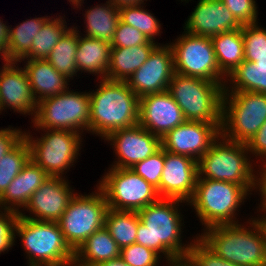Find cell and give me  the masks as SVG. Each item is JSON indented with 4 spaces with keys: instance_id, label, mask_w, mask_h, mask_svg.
Segmentation results:
<instances>
[{
    "instance_id": "83f0119b",
    "label": "cell",
    "mask_w": 266,
    "mask_h": 266,
    "mask_svg": "<svg viewBox=\"0 0 266 266\" xmlns=\"http://www.w3.org/2000/svg\"><path fill=\"white\" fill-rule=\"evenodd\" d=\"M220 71L228 77L244 60L242 28L211 37Z\"/></svg>"
},
{
    "instance_id": "2e32d148",
    "label": "cell",
    "mask_w": 266,
    "mask_h": 266,
    "mask_svg": "<svg viewBox=\"0 0 266 266\" xmlns=\"http://www.w3.org/2000/svg\"><path fill=\"white\" fill-rule=\"evenodd\" d=\"M175 73L171 46L161 44L152 51L146 62L128 79L130 89L139 97L164 92Z\"/></svg>"
},
{
    "instance_id": "e0dca14e",
    "label": "cell",
    "mask_w": 266,
    "mask_h": 266,
    "mask_svg": "<svg viewBox=\"0 0 266 266\" xmlns=\"http://www.w3.org/2000/svg\"><path fill=\"white\" fill-rule=\"evenodd\" d=\"M74 192L65 176H49L24 207L31 215H26L22 211L19 215L37 221L57 222L75 195Z\"/></svg>"
},
{
    "instance_id": "9a60e30c",
    "label": "cell",
    "mask_w": 266,
    "mask_h": 266,
    "mask_svg": "<svg viewBox=\"0 0 266 266\" xmlns=\"http://www.w3.org/2000/svg\"><path fill=\"white\" fill-rule=\"evenodd\" d=\"M105 140L112 145L116 155L117 160L111 165L114 168H131L162 147L161 138L139 124L114 131Z\"/></svg>"
},
{
    "instance_id": "8d00e7d4",
    "label": "cell",
    "mask_w": 266,
    "mask_h": 266,
    "mask_svg": "<svg viewBox=\"0 0 266 266\" xmlns=\"http://www.w3.org/2000/svg\"><path fill=\"white\" fill-rule=\"evenodd\" d=\"M165 161V150L161 147L148 158L136 163L130 169L157 189L160 197V179Z\"/></svg>"
},
{
    "instance_id": "9c48e42d",
    "label": "cell",
    "mask_w": 266,
    "mask_h": 266,
    "mask_svg": "<svg viewBox=\"0 0 266 266\" xmlns=\"http://www.w3.org/2000/svg\"><path fill=\"white\" fill-rule=\"evenodd\" d=\"M38 130L46 133L37 139L30 135L29 130L24 131V138L30 147V158L48 176L64 178V172L70 170L80 156L83 134L59 129Z\"/></svg>"
},
{
    "instance_id": "d6a6232c",
    "label": "cell",
    "mask_w": 266,
    "mask_h": 266,
    "mask_svg": "<svg viewBox=\"0 0 266 266\" xmlns=\"http://www.w3.org/2000/svg\"><path fill=\"white\" fill-rule=\"evenodd\" d=\"M104 226L122 249L136 243L138 213L136 211H117L108 208Z\"/></svg>"
},
{
    "instance_id": "277c9868",
    "label": "cell",
    "mask_w": 266,
    "mask_h": 266,
    "mask_svg": "<svg viewBox=\"0 0 266 266\" xmlns=\"http://www.w3.org/2000/svg\"><path fill=\"white\" fill-rule=\"evenodd\" d=\"M254 191L250 185L197 178L194 194L187 202L195 209L203 229L227 224H238V208ZM237 220V221H236Z\"/></svg>"
},
{
    "instance_id": "f35d334b",
    "label": "cell",
    "mask_w": 266,
    "mask_h": 266,
    "mask_svg": "<svg viewBox=\"0 0 266 266\" xmlns=\"http://www.w3.org/2000/svg\"><path fill=\"white\" fill-rule=\"evenodd\" d=\"M161 257L154 250L137 243L120 249V258L130 266H158Z\"/></svg>"
},
{
    "instance_id": "ab89813d",
    "label": "cell",
    "mask_w": 266,
    "mask_h": 266,
    "mask_svg": "<svg viewBox=\"0 0 266 266\" xmlns=\"http://www.w3.org/2000/svg\"><path fill=\"white\" fill-rule=\"evenodd\" d=\"M19 216L18 212L0 209V254L15 245V229Z\"/></svg>"
},
{
    "instance_id": "c3c4849f",
    "label": "cell",
    "mask_w": 266,
    "mask_h": 266,
    "mask_svg": "<svg viewBox=\"0 0 266 266\" xmlns=\"http://www.w3.org/2000/svg\"><path fill=\"white\" fill-rule=\"evenodd\" d=\"M98 266H130V265H128L120 257H118L116 259H111L109 261L102 262Z\"/></svg>"
},
{
    "instance_id": "5b68a950",
    "label": "cell",
    "mask_w": 266,
    "mask_h": 266,
    "mask_svg": "<svg viewBox=\"0 0 266 266\" xmlns=\"http://www.w3.org/2000/svg\"><path fill=\"white\" fill-rule=\"evenodd\" d=\"M15 236L21 238L29 266H73L75 251L66 242L57 222L19 216Z\"/></svg>"
},
{
    "instance_id": "7bdbcfd3",
    "label": "cell",
    "mask_w": 266,
    "mask_h": 266,
    "mask_svg": "<svg viewBox=\"0 0 266 266\" xmlns=\"http://www.w3.org/2000/svg\"><path fill=\"white\" fill-rule=\"evenodd\" d=\"M246 145L250 155L261 158L264 161L261 165H266V121Z\"/></svg>"
},
{
    "instance_id": "7402d4cb",
    "label": "cell",
    "mask_w": 266,
    "mask_h": 266,
    "mask_svg": "<svg viewBox=\"0 0 266 266\" xmlns=\"http://www.w3.org/2000/svg\"><path fill=\"white\" fill-rule=\"evenodd\" d=\"M49 176L31 158L20 173L11 181L4 194L0 197V209L20 213L21 208L29 202L32 194L39 189Z\"/></svg>"
},
{
    "instance_id": "f6af8a7d",
    "label": "cell",
    "mask_w": 266,
    "mask_h": 266,
    "mask_svg": "<svg viewBox=\"0 0 266 266\" xmlns=\"http://www.w3.org/2000/svg\"><path fill=\"white\" fill-rule=\"evenodd\" d=\"M263 167V168H262ZM259 170H257L258 172L257 175H255V183H254V190L259 191L261 194V201L259 204V212L260 210L264 212V215H262L261 217H254V219L259 220L261 222H265L266 221V165L261 166V168H258ZM259 173V174H258ZM259 177V178H258ZM261 207V208H260Z\"/></svg>"
},
{
    "instance_id": "4dcf8cb0",
    "label": "cell",
    "mask_w": 266,
    "mask_h": 266,
    "mask_svg": "<svg viewBox=\"0 0 266 266\" xmlns=\"http://www.w3.org/2000/svg\"><path fill=\"white\" fill-rule=\"evenodd\" d=\"M79 30L71 27L49 53L46 60L67 79L77 77L76 50Z\"/></svg>"
},
{
    "instance_id": "7dc6e473",
    "label": "cell",
    "mask_w": 266,
    "mask_h": 266,
    "mask_svg": "<svg viewBox=\"0 0 266 266\" xmlns=\"http://www.w3.org/2000/svg\"><path fill=\"white\" fill-rule=\"evenodd\" d=\"M116 8L122 9L125 7H132L138 5H144V1L147 0H109Z\"/></svg>"
},
{
    "instance_id": "ac0fdd59",
    "label": "cell",
    "mask_w": 266,
    "mask_h": 266,
    "mask_svg": "<svg viewBox=\"0 0 266 266\" xmlns=\"http://www.w3.org/2000/svg\"><path fill=\"white\" fill-rule=\"evenodd\" d=\"M186 121L179 105L166 90L140 97L138 124L162 138Z\"/></svg>"
},
{
    "instance_id": "1f68e13d",
    "label": "cell",
    "mask_w": 266,
    "mask_h": 266,
    "mask_svg": "<svg viewBox=\"0 0 266 266\" xmlns=\"http://www.w3.org/2000/svg\"><path fill=\"white\" fill-rule=\"evenodd\" d=\"M64 17H49L39 33L33 38L31 51L19 62L30 59H46L63 35L71 28Z\"/></svg>"
},
{
    "instance_id": "d590c367",
    "label": "cell",
    "mask_w": 266,
    "mask_h": 266,
    "mask_svg": "<svg viewBox=\"0 0 266 266\" xmlns=\"http://www.w3.org/2000/svg\"><path fill=\"white\" fill-rule=\"evenodd\" d=\"M245 60L255 62V57L266 56V28L254 24L242 25Z\"/></svg>"
},
{
    "instance_id": "cb8c5ba5",
    "label": "cell",
    "mask_w": 266,
    "mask_h": 266,
    "mask_svg": "<svg viewBox=\"0 0 266 266\" xmlns=\"http://www.w3.org/2000/svg\"><path fill=\"white\" fill-rule=\"evenodd\" d=\"M158 45L149 40L146 44L130 48H111L107 80L127 82Z\"/></svg>"
},
{
    "instance_id": "8fae6325",
    "label": "cell",
    "mask_w": 266,
    "mask_h": 266,
    "mask_svg": "<svg viewBox=\"0 0 266 266\" xmlns=\"http://www.w3.org/2000/svg\"><path fill=\"white\" fill-rule=\"evenodd\" d=\"M97 190V191H96ZM108 204L103 191L97 186L90 194H77L57 221L66 242L76 251L83 242L102 228Z\"/></svg>"
},
{
    "instance_id": "d6986e66",
    "label": "cell",
    "mask_w": 266,
    "mask_h": 266,
    "mask_svg": "<svg viewBox=\"0 0 266 266\" xmlns=\"http://www.w3.org/2000/svg\"><path fill=\"white\" fill-rule=\"evenodd\" d=\"M198 162L190 157L165 151L160 179V198H173L188 202L195 190Z\"/></svg>"
},
{
    "instance_id": "3957f363",
    "label": "cell",
    "mask_w": 266,
    "mask_h": 266,
    "mask_svg": "<svg viewBox=\"0 0 266 266\" xmlns=\"http://www.w3.org/2000/svg\"><path fill=\"white\" fill-rule=\"evenodd\" d=\"M247 223L246 227L242 223L212 226L197 235L224 260L241 266H266L263 222L251 217Z\"/></svg>"
},
{
    "instance_id": "74e56055",
    "label": "cell",
    "mask_w": 266,
    "mask_h": 266,
    "mask_svg": "<svg viewBox=\"0 0 266 266\" xmlns=\"http://www.w3.org/2000/svg\"><path fill=\"white\" fill-rule=\"evenodd\" d=\"M193 238L186 259L192 266H241L224 260L212 251L197 235Z\"/></svg>"
},
{
    "instance_id": "836d02e7",
    "label": "cell",
    "mask_w": 266,
    "mask_h": 266,
    "mask_svg": "<svg viewBox=\"0 0 266 266\" xmlns=\"http://www.w3.org/2000/svg\"><path fill=\"white\" fill-rule=\"evenodd\" d=\"M30 159V147L23 137L0 159V197Z\"/></svg>"
},
{
    "instance_id": "7c38bea8",
    "label": "cell",
    "mask_w": 266,
    "mask_h": 266,
    "mask_svg": "<svg viewBox=\"0 0 266 266\" xmlns=\"http://www.w3.org/2000/svg\"><path fill=\"white\" fill-rule=\"evenodd\" d=\"M109 168L97 185L106 197L108 208L138 212L160 198L157 189L130 168Z\"/></svg>"
},
{
    "instance_id": "bcb514c9",
    "label": "cell",
    "mask_w": 266,
    "mask_h": 266,
    "mask_svg": "<svg viewBox=\"0 0 266 266\" xmlns=\"http://www.w3.org/2000/svg\"><path fill=\"white\" fill-rule=\"evenodd\" d=\"M7 23H3L0 19V58L2 57L4 60L7 57L8 52V41H9V27L6 25Z\"/></svg>"
},
{
    "instance_id": "b9f144b4",
    "label": "cell",
    "mask_w": 266,
    "mask_h": 266,
    "mask_svg": "<svg viewBox=\"0 0 266 266\" xmlns=\"http://www.w3.org/2000/svg\"><path fill=\"white\" fill-rule=\"evenodd\" d=\"M241 25L254 24L258 20L255 0H221Z\"/></svg>"
},
{
    "instance_id": "f1b7e54d",
    "label": "cell",
    "mask_w": 266,
    "mask_h": 266,
    "mask_svg": "<svg viewBox=\"0 0 266 266\" xmlns=\"http://www.w3.org/2000/svg\"><path fill=\"white\" fill-rule=\"evenodd\" d=\"M86 10L84 14L86 34L84 35L111 43L120 20L119 9L108 0L105 4L101 3Z\"/></svg>"
},
{
    "instance_id": "f907efd6",
    "label": "cell",
    "mask_w": 266,
    "mask_h": 266,
    "mask_svg": "<svg viewBox=\"0 0 266 266\" xmlns=\"http://www.w3.org/2000/svg\"><path fill=\"white\" fill-rule=\"evenodd\" d=\"M67 1H69L71 5H74L73 9L75 8L81 9V6H83L82 4L84 3V0H67Z\"/></svg>"
},
{
    "instance_id": "ba28073f",
    "label": "cell",
    "mask_w": 266,
    "mask_h": 266,
    "mask_svg": "<svg viewBox=\"0 0 266 266\" xmlns=\"http://www.w3.org/2000/svg\"><path fill=\"white\" fill-rule=\"evenodd\" d=\"M265 121L266 94L252 91L223 92V137L247 144Z\"/></svg>"
},
{
    "instance_id": "7a4b0ae2",
    "label": "cell",
    "mask_w": 266,
    "mask_h": 266,
    "mask_svg": "<svg viewBox=\"0 0 266 266\" xmlns=\"http://www.w3.org/2000/svg\"><path fill=\"white\" fill-rule=\"evenodd\" d=\"M98 87L89 91L90 133L104 139L114 131L138 124L140 97L127 82L100 79Z\"/></svg>"
},
{
    "instance_id": "8992f818",
    "label": "cell",
    "mask_w": 266,
    "mask_h": 266,
    "mask_svg": "<svg viewBox=\"0 0 266 266\" xmlns=\"http://www.w3.org/2000/svg\"><path fill=\"white\" fill-rule=\"evenodd\" d=\"M225 83L174 73L167 91L181 108L186 121L222 124Z\"/></svg>"
},
{
    "instance_id": "4316f807",
    "label": "cell",
    "mask_w": 266,
    "mask_h": 266,
    "mask_svg": "<svg viewBox=\"0 0 266 266\" xmlns=\"http://www.w3.org/2000/svg\"><path fill=\"white\" fill-rule=\"evenodd\" d=\"M226 80L224 92L252 91L266 94V56L255 57V62L244 60Z\"/></svg>"
},
{
    "instance_id": "60d3db41",
    "label": "cell",
    "mask_w": 266,
    "mask_h": 266,
    "mask_svg": "<svg viewBox=\"0 0 266 266\" xmlns=\"http://www.w3.org/2000/svg\"><path fill=\"white\" fill-rule=\"evenodd\" d=\"M148 41L138 29L119 20L113 41L111 42V48H130L146 44Z\"/></svg>"
},
{
    "instance_id": "484cf974",
    "label": "cell",
    "mask_w": 266,
    "mask_h": 266,
    "mask_svg": "<svg viewBox=\"0 0 266 266\" xmlns=\"http://www.w3.org/2000/svg\"><path fill=\"white\" fill-rule=\"evenodd\" d=\"M120 257V248L103 226L89 236L75 251L73 266H98L100 263Z\"/></svg>"
},
{
    "instance_id": "6da1fadb",
    "label": "cell",
    "mask_w": 266,
    "mask_h": 266,
    "mask_svg": "<svg viewBox=\"0 0 266 266\" xmlns=\"http://www.w3.org/2000/svg\"><path fill=\"white\" fill-rule=\"evenodd\" d=\"M179 203L173 198H159L138 213L136 243L154 250L165 257L166 262L186 258L192 241L182 244L183 215ZM179 209V210H178Z\"/></svg>"
},
{
    "instance_id": "52a82bcc",
    "label": "cell",
    "mask_w": 266,
    "mask_h": 266,
    "mask_svg": "<svg viewBox=\"0 0 266 266\" xmlns=\"http://www.w3.org/2000/svg\"><path fill=\"white\" fill-rule=\"evenodd\" d=\"M249 153L245 143L220 135L198 160V178L250 185L254 189L256 171Z\"/></svg>"
},
{
    "instance_id": "816d5d0a",
    "label": "cell",
    "mask_w": 266,
    "mask_h": 266,
    "mask_svg": "<svg viewBox=\"0 0 266 266\" xmlns=\"http://www.w3.org/2000/svg\"><path fill=\"white\" fill-rule=\"evenodd\" d=\"M263 225H264V227H265V229H266V221H265V222H263Z\"/></svg>"
},
{
    "instance_id": "f546056e",
    "label": "cell",
    "mask_w": 266,
    "mask_h": 266,
    "mask_svg": "<svg viewBox=\"0 0 266 266\" xmlns=\"http://www.w3.org/2000/svg\"><path fill=\"white\" fill-rule=\"evenodd\" d=\"M50 16L23 20L15 28L9 27V41L7 57L4 62H19L30 51L33 38L39 33Z\"/></svg>"
},
{
    "instance_id": "e575fe53",
    "label": "cell",
    "mask_w": 266,
    "mask_h": 266,
    "mask_svg": "<svg viewBox=\"0 0 266 266\" xmlns=\"http://www.w3.org/2000/svg\"><path fill=\"white\" fill-rule=\"evenodd\" d=\"M143 5L119 9L120 20L138 29L148 40L155 42V36L161 33L160 21Z\"/></svg>"
},
{
    "instance_id": "5bb4252c",
    "label": "cell",
    "mask_w": 266,
    "mask_h": 266,
    "mask_svg": "<svg viewBox=\"0 0 266 266\" xmlns=\"http://www.w3.org/2000/svg\"><path fill=\"white\" fill-rule=\"evenodd\" d=\"M221 135L215 123L185 121L161 138L162 148L174 154L198 160Z\"/></svg>"
},
{
    "instance_id": "681fc988",
    "label": "cell",
    "mask_w": 266,
    "mask_h": 266,
    "mask_svg": "<svg viewBox=\"0 0 266 266\" xmlns=\"http://www.w3.org/2000/svg\"><path fill=\"white\" fill-rule=\"evenodd\" d=\"M167 263L168 266H192L186 258L168 261Z\"/></svg>"
},
{
    "instance_id": "30bf717a",
    "label": "cell",
    "mask_w": 266,
    "mask_h": 266,
    "mask_svg": "<svg viewBox=\"0 0 266 266\" xmlns=\"http://www.w3.org/2000/svg\"><path fill=\"white\" fill-rule=\"evenodd\" d=\"M90 93L67 90L37 104L33 127L83 133L89 131ZM84 130V131H83Z\"/></svg>"
},
{
    "instance_id": "ee69618b",
    "label": "cell",
    "mask_w": 266,
    "mask_h": 266,
    "mask_svg": "<svg viewBox=\"0 0 266 266\" xmlns=\"http://www.w3.org/2000/svg\"><path fill=\"white\" fill-rule=\"evenodd\" d=\"M8 127L0 129V159L24 137L21 129Z\"/></svg>"
},
{
    "instance_id": "603a6c76",
    "label": "cell",
    "mask_w": 266,
    "mask_h": 266,
    "mask_svg": "<svg viewBox=\"0 0 266 266\" xmlns=\"http://www.w3.org/2000/svg\"><path fill=\"white\" fill-rule=\"evenodd\" d=\"M25 62L23 67L27 72L31 90L37 102L64 93L69 89L70 80L46 59H30Z\"/></svg>"
},
{
    "instance_id": "4fadbf2b",
    "label": "cell",
    "mask_w": 266,
    "mask_h": 266,
    "mask_svg": "<svg viewBox=\"0 0 266 266\" xmlns=\"http://www.w3.org/2000/svg\"><path fill=\"white\" fill-rule=\"evenodd\" d=\"M175 42V43H174ZM168 43L173 51L175 72L216 83H225V75L217 64L211 37L186 32Z\"/></svg>"
},
{
    "instance_id": "d4e9b609",
    "label": "cell",
    "mask_w": 266,
    "mask_h": 266,
    "mask_svg": "<svg viewBox=\"0 0 266 266\" xmlns=\"http://www.w3.org/2000/svg\"><path fill=\"white\" fill-rule=\"evenodd\" d=\"M111 43L81 36L79 31L78 45L76 50V67L78 72H88L98 75L100 79H107L110 65Z\"/></svg>"
},
{
    "instance_id": "ffe728a7",
    "label": "cell",
    "mask_w": 266,
    "mask_h": 266,
    "mask_svg": "<svg viewBox=\"0 0 266 266\" xmlns=\"http://www.w3.org/2000/svg\"><path fill=\"white\" fill-rule=\"evenodd\" d=\"M0 68V113L8 107L33 119L38 102L33 96L27 72L18 62H5Z\"/></svg>"
},
{
    "instance_id": "44dd1931",
    "label": "cell",
    "mask_w": 266,
    "mask_h": 266,
    "mask_svg": "<svg viewBox=\"0 0 266 266\" xmlns=\"http://www.w3.org/2000/svg\"><path fill=\"white\" fill-rule=\"evenodd\" d=\"M188 17L183 30L194 35L212 37L242 28L221 0H198Z\"/></svg>"
}]
</instances>
